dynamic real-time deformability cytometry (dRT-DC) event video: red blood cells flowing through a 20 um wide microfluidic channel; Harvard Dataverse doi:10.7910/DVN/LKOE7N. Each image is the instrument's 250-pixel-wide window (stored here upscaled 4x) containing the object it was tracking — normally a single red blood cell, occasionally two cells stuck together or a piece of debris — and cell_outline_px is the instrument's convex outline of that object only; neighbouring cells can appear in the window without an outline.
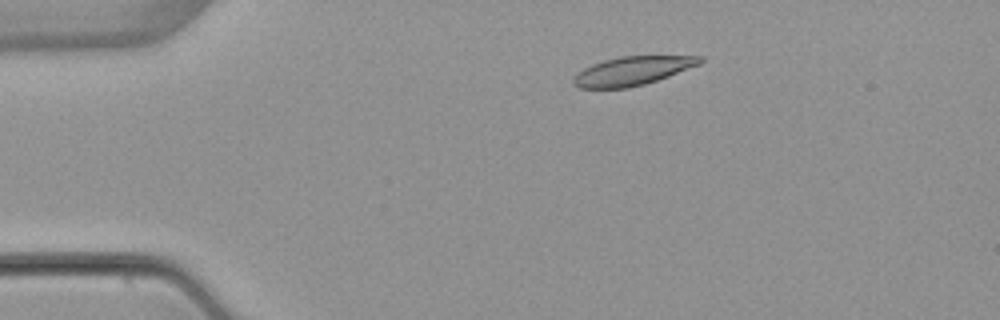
{"species": "common noctule bat (a hibernating species)", "species_latin": "Nyctalus noctula", "temperature_condition": "warm", "stored_images_in_passage": 3, "camera_frame_rate_fps": 3000, "um_per_image_px": 0.085, "animal": {"sex": "female", "body_mass_g": 22.7, "forearm_length_mm": 54.2}, "frame": {"image": 1, "passage_image": 2, "time_ms": 2.0, "image_size_px": [1000, 320], "cell_outline_px": [[704, 60], [700, 64], [668, 76], [644, 84], [628, 88], [580, 88], [572, 84], [572, 80], [584, 68], [592, 64], [604, 60], [620, 56], [704, 56]], "centroid_in_image_um": [53.76, 6.02], "position_along_channel_um": 31.2, "area_um2": 20.98}}